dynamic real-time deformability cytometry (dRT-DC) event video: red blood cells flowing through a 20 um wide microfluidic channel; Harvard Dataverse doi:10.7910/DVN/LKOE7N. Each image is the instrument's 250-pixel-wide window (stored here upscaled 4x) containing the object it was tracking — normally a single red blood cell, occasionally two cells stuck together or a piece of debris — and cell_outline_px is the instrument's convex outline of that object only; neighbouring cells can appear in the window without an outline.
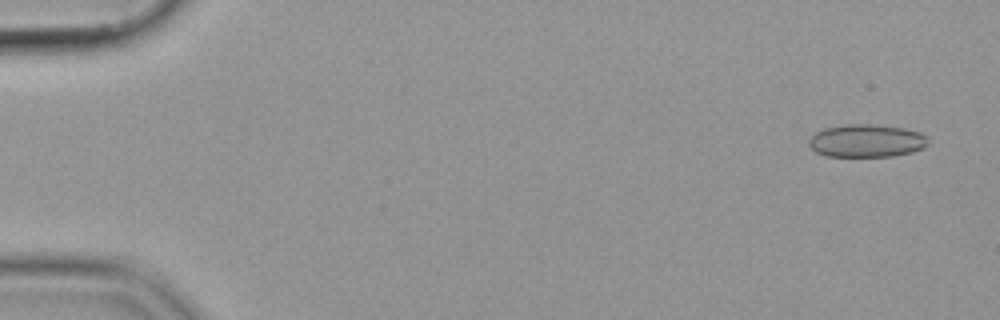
{"species": "common noctule bat (a hibernating species)", "species_latin": "Nyctalus noctula", "temperature_condition": "cold", "stored_images_in_passage": 54, "camera_frame_rate_fps": 3000, "um_per_image_px": 0.085, "animal": {"sex": "female", "body_mass_g": 19.9}, "frame": {"image": 1, "passage_image": 2, "time_ms": 0.333, "image_size_px": [1000, 320], "cell_outline_px": [[928, 144], [924, 148], [912, 152], [892, 156], [828, 156], [816, 152], [808, 144], [808, 140], [816, 132], [824, 128], [844, 124], [872, 124], [904, 128], [920, 132], [928, 136]], "centroid_in_image_um": [73.68, 11.96], "position_along_channel_um": 11.3, "area_um2": 22.95}}
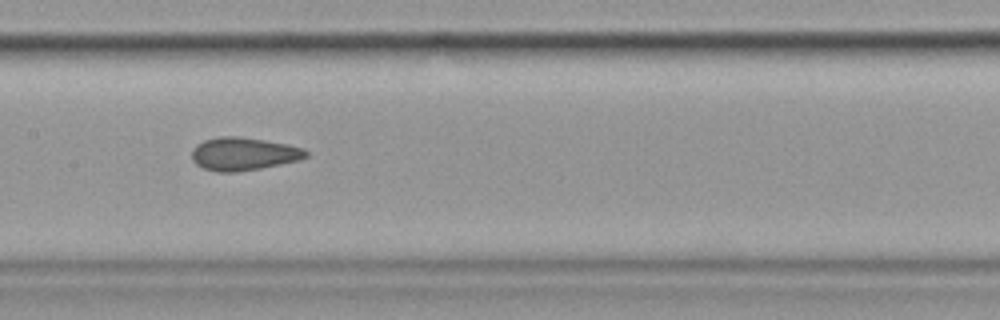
{"frame": {"image": 2, "passage_image": 27, "time_ms": 8.667, "image_size_px": [1000, 320], "cell_outline_px": [[308, 156], [300, 160], [260, 168], [236, 172], [216, 172], [204, 168], [196, 164], [192, 160], [192, 148], [196, 144], [204, 140], [220, 136], [240, 136], [288, 144], [304, 148], [308, 152]], "centroid_in_image_um": [20.69, 13.07], "position_along_channel_um": 186.7, "area_um2": 22.08}}
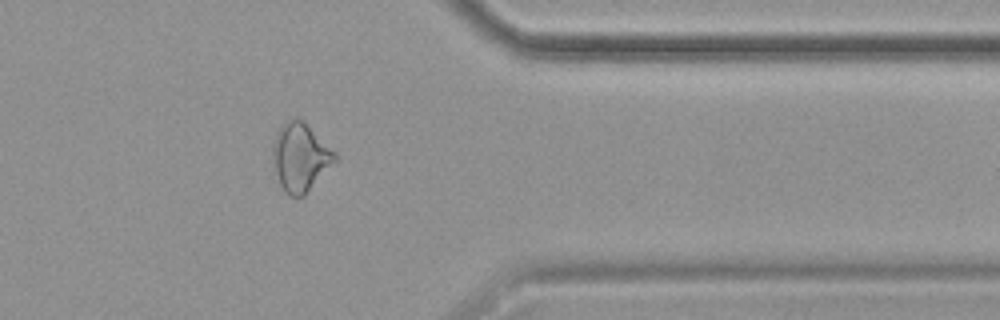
{"frame": {"image": 3, "passage_image": 44, "time_ms": 14.333, "image_size_px": [1000, 320], "cell_outline_px": [[336, 160], [304, 196], [288, 196], [284, 192], [280, 184], [276, 172], [272, 152], [272, 144], [276, 132], [288, 120], [296, 116], [304, 120], [336, 152]], "centroid_in_image_um": [25.52, 13.33], "position_along_channel_um": 385.9, "area_um2": 24.68}}